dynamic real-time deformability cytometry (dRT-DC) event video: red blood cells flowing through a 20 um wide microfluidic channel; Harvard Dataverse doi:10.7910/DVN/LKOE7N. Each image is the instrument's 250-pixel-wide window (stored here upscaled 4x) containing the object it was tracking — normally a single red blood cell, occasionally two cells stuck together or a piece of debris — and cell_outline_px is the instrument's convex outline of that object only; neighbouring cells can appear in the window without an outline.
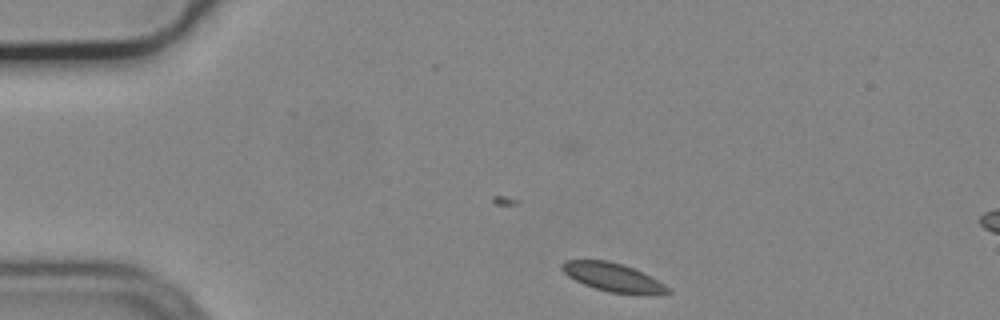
{"species": "common noctule bat (a hibernating species)", "species_latin": "Nyctalus noctula", "temperature_condition": "cold", "stored_images_in_passage": 7, "camera_frame_rate_fps": 3000, "um_per_image_px": 0.085, "animal": {"sex": "male", "body_mass_g": 19.2, "forearm_length_mm": 51.8}, "frame": {"image": 1, "passage_image": 1, "time_ms": 0.0, "image_size_px": [1000, 320], "cell_outline_px": [[672, 292], [652, 296], [644, 296], [608, 292], [584, 284], [568, 276], [560, 268], [560, 264], [564, 260], [608, 260], [632, 268], [664, 284]], "centroid_in_image_um": [52.1, 23.6], "position_along_channel_um": 32.9, "area_um2": 17.63}}